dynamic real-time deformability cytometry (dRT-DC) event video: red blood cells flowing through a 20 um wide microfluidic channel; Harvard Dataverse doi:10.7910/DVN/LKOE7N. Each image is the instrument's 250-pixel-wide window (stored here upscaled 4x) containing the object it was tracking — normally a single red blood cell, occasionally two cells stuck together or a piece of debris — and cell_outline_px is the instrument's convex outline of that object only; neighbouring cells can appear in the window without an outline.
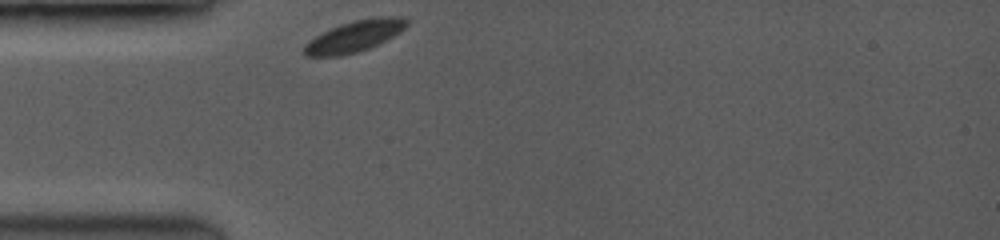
{"species": "common noctule bat (a hibernating species)", "species_latin": "Nyctalus noctula", "temperature_condition": "room temperature", "stored_images_in_passage": 7, "camera_frame_rate_fps": 3500, "um_per_image_px": 0.085, "animal": {"sex": "female", "body_mass_g": 19.0, "forearm_length_mm": 53.3}, "frame": {"image": 1, "passage_image": 1, "time_ms": 0.0, "image_size_px": [1000, 240], "cell_outline_px": [[408, 24], [400, 32], [368, 48], [356, 52], [340, 56], [304, 56], [300, 52], [304, 44], [308, 40], [340, 24], [352, 20], [380, 16], [400, 16], [408, 20]], "centroid_in_image_um": [30.08, 3.08], "position_along_channel_um": 54.9, "area_um2": 18.67}}